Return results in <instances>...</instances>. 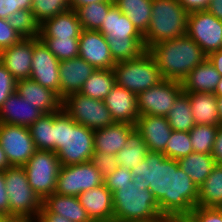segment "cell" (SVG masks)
<instances>
[{
	"mask_svg": "<svg viewBox=\"0 0 222 222\" xmlns=\"http://www.w3.org/2000/svg\"><path fill=\"white\" fill-rule=\"evenodd\" d=\"M112 197L113 222L156 221L175 205L167 189L165 173L161 169L137 174L128 185L119 186Z\"/></svg>",
	"mask_w": 222,
	"mask_h": 222,
	"instance_id": "1",
	"label": "cell"
},
{
	"mask_svg": "<svg viewBox=\"0 0 222 222\" xmlns=\"http://www.w3.org/2000/svg\"><path fill=\"white\" fill-rule=\"evenodd\" d=\"M147 51L164 79L179 82L207 58L200 46L187 35L157 43Z\"/></svg>",
	"mask_w": 222,
	"mask_h": 222,
	"instance_id": "2",
	"label": "cell"
},
{
	"mask_svg": "<svg viewBox=\"0 0 222 222\" xmlns=\"http://www.w3.org/2000/svg\"><path fill=\"white\" fill-rule=\"evenodd\" d=\"M94 130L74 121L63 109L54 112V152L61 166L90 162Z\"/></svg>",
	"mask_w": 222,
	"mask_h": 222,
	"instance_id": "3",
	"label": "cell"
},
{
	"mask_svg": "<svg viewBox=\"0 0 222 222\" xmlns=\"http://www.w3.org/2000/svg\"><path fill=\"white\" fill-rule=\"evenodd\" d=\"M216 166L212 154L192 152L175 161L164 173L169 195L175 205L188 200Z\"/></svg>",
	"mask_w": 222,
	"mask_h": 222,
	"instance_id": "4",
	"label": "cell"
},
{
	"mask_svg": "<svg viewBox=\"0 0 222 222\" xmlns=\"http://www.w3.org/2000/svg\"><path fill=\"white\" fill-rule=\"evenodd\" d=\"M98 31L106 38L116 63L135 59L146 51L143 35L115 4L109 8Z\"/></svg>",
	"mask_w": 222,
	"mask_h": 222,
	"instance_id": "5",
	"label": "cell"
},
{
	"mask_svg": "<svg viewBox=\"0 0 222 222\" xmlns=\"http://www.w3.org/2000/svg\"><path fill=\"white\" fill-rule=\"evenodd\" d=\"M188 15L177 0H152L150 26L143 35L145 49L186 35Z\"/></svg>",
	"mask_w": 222,
	"mask_h": 222,
	"instance_id": "6",
	"label": "cell"
},
{
	"mask_svg": "<svg viewBox=\"0 0 222 222\" xmlns=\"http://www.w3.org/2000/svg\"><path fill=\"white\" fill-rule=\"evenodd\" d=\"M4 177L9 199V219L35 221L43 201L30 187L23 166L6 168Z\"/></svg>",
	"mask_w": 222,
	"mask_h": 222,
	"instance_id": "7",
	"label": "cell"
},
{
	"mask_svg": "<svg viewBox=\"0 0 222 222\" xmlns=\"http://www.w3.org/2000/svg\"><path fill=\"white\" fill-rule=\"evenodd\" d=\"M113 70L116 84L136 95L164 80L154 58L147 50L135 59L117 62Z\"/></svg>",
	"mask_w": 222,
	"mask_h": 222,
	"instance_id": "8",
	"label": "cell"
},
{
	"mask_svg": "<svg viewBox=\"0 0 222 222\" xmlns=\"http://www.w3.org/2000/svg\"><path fill=\"white\" fill-rule=\"evenodd\" d=\"M60 167L57 154L46 150H36L23 165L30 187L42 201L55 192Z\"/></svg>",
	"mask_w": 222,
	"mask_h": 222,
	"instance_id": "9",
	"label": "cell"
},
{
	"mask_svg": "<svg viewBox=\"0 0 222 222\" xmlns=\"http://www.w3.org/2000/svg\"><path fill=\"white\" fill-rule=\"evenodd\" d=\"M62 109L78 124L98 130L114 124L103 101L73 93L62 99Z\"/></svg>",
	"mask_w": 222,
	"mask_h": 222,
	"instance_id": "10",
	"label": "cell"
},
{
	"mask_svg": "<svg viewBox=\"0 0 222 222\" xmlns=\"http://www.w3.org/2000/svg\"><path fill=\"white\" fill-rule=\"evenodd\" d=\"M186 35L208 56L211 52L222 49V20L207 10L190 12Z\"/></svg>",
	"mask_w": 222,
	"mask_h": 222,
	"instance_id": "11",
	"label": "cell"
},
{
	"mask_svg": "<svg viewBox=\"0 0 222 222\" xmlns=\"http://www.w3.org/2000/svg\"><path fill=\"white\" fill-rule=\"evenodd\" d=\"M101 184H103V178L91 162L61 166L55 193L77 197L82 192Z\"/></svg>",
	"mask_w": 222,
	"mask_h": 222,
	"instance_id": "12",
	"label": "cell"
},
{
	"mask_svg": "<svg viewBox=\"0 0 222 222\" xmlns=\"http://www.w3.org/2000/svg\"><path fill=\"white\" fill-rule=\"evenodd\" d=\"M183 92L179 81L164 79L137 95L140 115L167 116L177 97Z\"/></svg>",
	"mask_w": 222,
	"mask_h": 222,
	"instance_id": "13",
	"label": "cell"
},
{
	"mask_svg": "<svg viewBox=\"0 0 222 222\" xmlns=\"http://www.w3.org/2000/svg\"><path fill=\"white\" fill-rule=\"evenodd\" d=\"M0 145L11 166H23L37 150L29 127L0 123Z\"/></svg>",
	"mask_w": 222,
	"mask_h": 222,
	"instance_id": "14",
	"label": "cell"
},
{
	"mask_svg": "<svg viewBox=\"0 0 222 222\" xmlns=\"http://www.w3.org/2000/svg\"><path fill=\"white\" fill-rule=\"evenodd\" d=\"M59 63L44 42L39 37H34L30 79L60 96Z\"/></svg>",
	"mask_w": 222,
	"mask_h": 222,
	"instance_id": "15",
	"label": "cell"
},
{
	"mask_svg": "<svg viewBox=\"0 0 222 222\" xmlns=\"http://www.w3.org/2000/svg\"><path fill=\"white\" fill-rule=\"evenodd\" d=\"M116 160L118 166L130 169L136 174L151 173L159 169L136 128L129 134L125 146L116 154Z\"/></svg>",
	"mask_w": 222,
	"mask_h": 222,
	"instance_id": "16",
	"label": "cell"
},
{
	"mask_svg": "<svg viewBox=\"0 0 222 222\" xmlns=\"http://www.w3.org/2000/svg\"><path fill=\"white\" fill-rule=\"evenodd\" d=\"M79 57L98 69H113L116 62L106 38L99 31L83 29L79 37Z\"/></svg>",
	"mask_w": 222,
	"mask_h": 222,
	"instance_id": "17",
	"label": "cell"
},
{
	"mask_svg": "<svg viewBox=\"0 0 222 222\" xmlns=\"http://www.w3.org/2000/svg\"><path fill=\"white\" fill-rule=\"evenodd\" d=\"M135 128L143 137L150 154L156 160L165 151L167 140L173 131L167 117L140 115Z\"/></svg>",
	"mask_w": 222,
	"mask_h": 222,
	"instance_id": "18",
	"label": "cell"
},
{
	"mask_svg": "<svg viewBox=\"0 0 222 222\" xmlns=\"http://www.w3.org/2000/svg\"><path fill=\"white\" fill-rule=\"evenodd\" d=\"M33 58V38H22L0 52V62L16 81L30 79Z\"/></svg>",
	"mask_w": 222,
	"mask_h": 222,
	"instance_id": "19",
	"label": "cell"
},
{
	"mask_svg": "<svg viewBox=\"0 0 222 222\" xmlns=\"http://www.w3.org/2000/svg\"><path fill=\"white\" fill-rule=\"evenodd\" d=\"M92 222H113L112 192L103 184L77 196Z\"/></svg>",
	"mask_w": 222,
	"mask_h": 222,
	"instance_id": "20",
	"label": "cell"
},
{
	"mask_svg": "<svg viewBox=\"0 0 222 222\" xmlns=\"http://www.w3.org/2000/svg\"><path fill=\"white\" fill-rule=\"evenodd\" d=\"M95 68L81 57L60 61V98L79 93L84 82L95 72Z\"/></svg>",
	"mask_w": 222,
	"mask_h": 222,
	"instance_id": "21",
	"label": "cell"
},
{
	"mask_svg": "<svg viewBox=\"0 0 222 222\" xmlns=\"http://www.w3.org/2000/svg\"><path fill=\"white\" fill-rule=\"evenodd\" d=\"M103 102L114 122L136 124L139 117L136 94L116 84Z\"/></svg>",
	"mask_w": 222,
	"mask_h": 222,
	"instance_id": "22",
	"label": "cell"
},
{
	"mask_svg": "<svg viewBox=\"0 0 222 222\" xmlns=\"http://www.w3.org/2000/svg\"><path fill=\"white\" fill-rule=\"evenodd\" d=\"M16 92L27 102L36 105L43 114H50L62 109V99L60 96L31 80L16 81Z\"/></svg>",
	"mask_w": 222,
	"mask_h": 222,
	"instance_id": "23",
	"label": "cell"
},
{
	"mask_svg": "<svg viewBox=\"0 0 222 222\" xmlns=\"http://www.w3.org/2000/svg\"><path fill=\"white\" fill-rule=\"evenodd\" d=\"M43 113L36 105L25 101L16 91L0 107V123L29 127Z\"/></svg>",
	"mask_w": 222,
	"mask_h": 222,
	"instance_id": "24",
	"label": "cell"
},
{
	"mask_svg": "<svg viewBox=\"0 0 222 222\" xmlns=\"http://www.w3.org/2000/svg\"><path fill=\"white\" fill-rule=\"evenodd\" d=\"M178 206L222 208V166L216 164L197 191Z\"/></svg>",
	"mask_w": 222,
	"mask_h": 222,
	"instance_id": "25",
	"label": "cell"
},
{
	"mask_svg": "<svg viewBox=\"0 0 222 222\" xmlns=\"http://www.w3.org/2000/svg\"><path fill=\"white\" fill-rule=\"evenodd\" d=\"M82 31L76 11L69 9L44 21L40 25L39 38L79 39Z\"/></svg>",
	"mask_w": 222,
	"mask_h": 222,
	"instance_id": "26",
	"label": "cell"
},
{
	"mask_svg": "<svg viewBox=\"0 0 222 222\" xmlns=\"http://www.w3.org/2000/svg\"><path fill=\"white\" fill-rule=\"evenodd\" d=\"M135 125L117 123L94 130V152H105L116 155L126 144L129 134Z\"/></svg>",
	"mask_w": 222,
	"mask_h": 222,
	"instance_id": "27",
	"label": "cell"
},
{
	"mask_svg": "<svg viewBox=\"0 0 222 222\" xmlns=\"http://www.w3.org/2000/svg\"><path fill=\"white\" fill-rule=\"evenodd\" d=\"M220 79V73L206 58L182 80L181 84L185 93H214Z\"/></svg>",
	"mask_w": 222,
	"mask_h": 222,
	"instance_id": "28",
	"label": "cell"
},
{
	"mask_svg": "<svg viewBox=\"0 0 222 222\" xmlns=\"http://www.w3.org/2000/svg\"><path fill=\"white\" fill-rule=\"evenodd\" d=\"M42 204L51 212L65 216L71 222H92L78 197L57 193L47 196Z\"/></svg>",
	"mask_w": 222,
	"mask_h": 222,
	"instance_id": "29",
	"label": "cell"
},
{
	"mask_svg": "<svg viewBox=\"0 0 222 222\" xmlns=\"http://www.w3.org/2000/svg\"><path fill=\"white\" fill-rule=\"evenodd\" d=\"M195 124L221 125L215 93H187Z\"/></svg>",
	"mask_w": 222,
	"mask_h": 222,
	"instance_id": "30",
	"label": "cell"
},
{
	"mask_svg": "<svg viewBox=\"0 0 222 222\" xmlns=\"http://www.w3.org/2000/svg\"><path fill=\"white\" fill-rule=\"evenodd\" d=\"M193 152L189 132L172 131L165 151L156 159L159 169L165 172L175 161Z\"/></svg>",
	"mask_w": 222,
	"mask_h": 222,
	"instance_id": "31",
	"label": "cell"
},
{
	"mask_svg": "<svg viewBox=\"0 0 222 222\" xmlns=\"http://www.w3.org/2000/svg\"><path fill=\"white\" fill-rule=\"evenodd\" d=\"M114 4L142 35L146 33L150 26L152 0H114Z\"/></svg>",
	"mask_w": 222,
	"mask_h": 222,
	"instance_id": "32",
	"label": "cell"
},
{
	"mask_svg": "<svg viewBox=\"0 0 222 222\" xmlns=\"http://www.w3.org/2000/svg\"><path fill=\"white\" fill-rule=\"evenodd\" d=\"M115 85L116 78L113 69H97L84 82L79 93L103 101Z\"/></svg>",
	"mask_w": 222,
	"mask_h": 222,
	"instance_id": "33",
	"label": "cell"
},
{
	"mask_svg": "<svg viewBox=\"0 0 222 222\" xmlns=\"http://www.w3.org/2000/svg\"><path fill=\"white\" fill-rule=\"evenodd\" d=\"M166 117L170 127L174 131L189 132L195 126L190 100L187 93L182 92L177 97Z\"/></svg>",
	"mask_w": 222,
	"mask_h": 222,
	"instance_id": "34",
	"label": "cell"
},
{
	"mask_svg": "<svg viewBox=\"0 0 222 222\" xmlns=\"http://www.w3.org/2000/svg\"><path fill=\"white\" fill-rule=\"evenodd\" d=\"M29 130L37 150L54 152V113L43 114Z\"/></svg>",
	"mask_w": 222,
	"mask_h": 222,
	"instance_id": "35",
	"label": "cell"
},
{
	"mask_svg": "<svg viewBox=\"0 0 222 222\" xmlns=\"http://www.w3.org/2000/svg\"><path fill=\"white\" fill-rule=\"evenodd\" d=\"M113 4L114 0H106L105 2H96L79 7L76 13L82 28L98 31Z\"/></svg>",
	"mask_w": 222,
	"mask_h": 222,
	"instance_id": "36",
	"label": "cell"
},
{
	"mask_svg": "<svg viewBox=\"0 0 222 222\" xmlns=\"http://www.w3.org/2000/svg\"><path fill=\"white\" fill-rule=\"evenodd\" d=\"M220 125L195 124L189 131L193 152L212 154Z\"/></svg>",
	"mask_w": 222,
	"mask_h": 222,
	"instance_id": "37",
	"label": "cell"
},
{
	"mask_svg": "<svg viewBox=\"0 0 222 222\" xmlns=\"http://www.w3.org/2000/svg\"><path fill=\"white\" fill-rule=\"evenodd\" d=\"M8 24L23 38L39 37L40 24L29 10H18L8 16Z\"/></svg>",
	"mask_w": 222,
	"mask_h": 222,
	"instance_id": "38",
	"label": "cell"
},
{
	"mask_svg": "<svg viewBox=\"0 0 222 222\" xmlns=\"http://www.w3.org/2000/svg\"><path fill=\"white\" fill-rule=\"evenodd\" d=\"M49 51L59 60H69L79 56V39L40 38Z\"/></svg>",
	"mask_w": 222,
	"mask_h": 222,
	"instance_id": "39",
	"label": "cell"
},
{
	"mask_svg": "<svg viewBox=\"0 0 222 222\" xmlns=\"http://www.w3.org/2000/svg\"><path fill=\"white\" fill-rule=\"evenodd\" d=\"M69 9V0H33L31 11L41 25L47 19Z\"/></svg>",
	"mask_w": 222,
	"mask_h": 222,
	"instance_id": "40",
	"label": "cell"
},
{
	"mask_svg": "<svg viewBox=\"0 0 222 222\" xmlns=\"http://www.w3.org/2000/svg\"><path fill=\"white\" fill-rule=\"evenodd\" d=\"M179 207L187 214L190 222H222V208Z\"/></svg>",
	"mask_w": 222,
	"mask_h": 222,
	"instance_id": "41",
	"label": "cell"
},
{
	"mask_svg": "<svg viewBox=\"0 0 222 222\" xmlns=\"http://www.w3.org/2000/svg\"><path fill=\"white\" fill-rule=\"evenodd\" d=\"M136 173L125 167L118 168L103 179L104 185L113 193L119 186L128 185L136 177Z\"/></svg>",
	"mask_w": 222,
	"mask_h": 222,
	"instance_id": "42",
	"label": "cell"
},
{
	"mask_svg": "<svg viewBox=\"0 0 222 222\" xmlns=\"http://www.w3.org/2000/svg\"><path fill=\"white\" fill-rule=\"evenodd\" d=\"M90 162L100 172L103 179L118 168L116 155L105 152H94Z\"/></svg>",
	"mask_w": 222,
	"mask_h": 222,
	"instance_id": "43",
	"label": "cell"
},
{
	"mask_svg": "<svg viewBox=\"0 0 222 222\" xmlns=\"http://www.w3.org/2000/svg\"><path fill=\"white\" fill-rule=\"evenodd\" d=\"M16 91V80L0 62V107L4 101Z\"/></svg>",
	"mask_w": 222,
	"mask_h": 222,
	"instance_id": "44",
	"label": "cell"
},
{
	"mask_svg": "<svg viewBox=\"0 0 222 222\" xmlns=\"http://www.w3.org/2000/svg\"><path fill=\"white\" fill-rule=\"evenodd\" d=\"M33 0H0V19H8V16L18 10L31 11Z\"/></svg>",
	"mask_w": 222,
	"mask_h": 222,
	"instance_id": "45",
	"label": "cell"
},
{
	"mask_svg": "<svg viewBox=\"0 0 222 222\" xmlns=\"http://www.w3.org/2000/svg\"><path fill=\"white\" fill-rule=\"evenodd\" d=\"M5 19H0V52L8 47L13 46L22 39Z\"/></svg>",
	"mask_w": 222,
	"mask_h": 222,
	"instance_id": "46",
	"label": "cell"
},
{
	"mask_svg": "<svg viewBox=\"0 0 222 222\" xmlns=\"http://www.w3.org/2000/svg\"><path fill=\"white\" fill-rule=\"evenodd\" d=\"M155 222H190V219L178 205H174L166 214L160 216Z\"/></svg>",
	"mask_w": 222,
	"mask_h": 222,
	"instance_id": "47",
	"label": "cell"
},
{
	"mask_svg": "<svg viewBox=\"0 0 222 222\" xmlns=\"http://www.w3.org/2000/svg\"><path fill=\"white\" fill-rule=\"evenodd\" d=\"M0 214L9 219V199L5 187L4 171H0Z\"/></svg>",
	"mask_w": 222,
	"mask_h": 222,
	"instance_id": "48",
	"label": "cell"
},
{
	"mask_svg": "<svg viewBox=\"0 0 222 222\" xmlns=\"http://www.w3.org/2000/svg\"><path fill=\"white\" fill-rule=\"evenodd\" d=\"M35 222H71L65 216L51 213L43 204Z\"/></svg>",
	"mask_w": 222,
	"mask_h": 222,
	"instance_id": "49",
	"label": "cell"
},
{
	"mask_svg": "<svg viewBox=\"0 0 222 222\" xmlns=\"http://www.w3.org/2000/svg\"><path fill=\"white\" fill-rule=\"evenodd\" d=\"M185 10L190 13L194 11L207 10L210 0H177Z\"/></svg>",
	"mask_w": 222,
	"mask_h": 222,
	"instance_id": "50",
	"label": "cell"
},
{
	"mask_svg": "<svg viewBox=\"0 0 222 222\" xmlns=\"http://www.w3.org/2000/svg\"><path fill=\"white\" fill-rule=\"evenodd\" d=\"M212 156L215 158V162L217 165L222 164V125H220L216 135Z\"/></svg>",
	"mask_w": 222,
	"mask_h": 222,
	"instance_id": "51",
	"label": "cell"
},
{
	"mask_svg": "<svg viewBox=\"0 0 222 222\" xmlns=\"http://www.w3.org/2000/svg\"><path fill=\"white\" fill-rule=\"evenodd\" d=\"M207 58L222 76V49L211 52Z\"/></svg>",
	"mask_w": 222,
	"mask_h": 222,
	"instance_id": "52",
	"label": "cell"
},
{
	"mask_svg": "<svg viewBox=\"0 0 222 222\" xmlns=\"http://www.w3.org/2000/svg\"><path fill=\"white\" fill-rule=\"evenodd\" d=\"M207 11L222 20V0H210Z\"/></svg>",
	"mask_w": 222,
	"mask_h": 222,
	"instance_id": "53",
	"label": "cell"
},
{
	"mask_svg": "<svg viewBox=\"0 0 222 222\" xmlns=\"http://www.w3.org/2000/svg\"><path fill=\"white\" fill-rule=\"evenodd\" d=\"M106 0H69L70 10L76 11L79 7L89 5L96 2H105Z\"/></svg>",
	"mask_w": 222,
	"mask_h": 222,
	"instance_id": "54",
	"label": "cell"
},
{
	"mask_svg": "<svg viewBox=\"0 0 222 222\" xmlns=\"http://www.w3.org/2000/svg\"><path fill=\"white\" fill-rule=\"evenodd\" d=\"M8 167H11V165L9 164L5 151L0 145V171H4Z\"/></svg>",
	"mask_w": 222,
	"mask_h": 222,
	"instance_id": "55",
	"label": "cell"
},
{
	"mask_svg": "<svg viewBox=\"0 0 222 222\" xmlns=\"http://www.w3.org/2000/svg\"><path fill=\"white\" fill-rule=\"evenodd\" d=\"M214 93L218 98H222V76Z\"/></svg>",
	"mask_w": 222,
	"mask_h": 222,
	"instance_id": "56",
	"label": "cell"
},
{
	"mask_svg": "<svg viewBox=\"0 0 222 222\" xmlns=\"http://www.w3.org/2000/svg\"><path fill=\"white\" fill-rule=\"evenodd\" d=\"M218 114L222 125V98H218Z\"/></svg>",
	"mask_w": 222,
	"mask_h": 222,
	"instance_id": "57",
	"label": "cell"
},
{
	"mask_svg": "<svg viewBox=\"0 0 222 222\" xmlns=\"http://www.w3.org/2000/svg\"><path fill=\"white\" fill-rule=\"evenodd\" d=\"M9 222H35V221H31V220H16V219H13V220H10Z\"/></svg>",
	"mask_w": 222,
	"mask_h": 222,
	"instance_id": "58",
	"label": "cell"
},
{
	"mask_svg": "<svg viewBox=\"0 0 222 222\" xmlns=\"http://www.w3.org/2000/svg\"><path fill=\"white\" fill-rule=\"evenodd\" d=\"M9 221H10V219L4 218V217L0 220V222H9Z\"/></svg>",
	"mask_w": 222,
	"mask_h": 222,
	"instance_id": "59",
	"label": "cell"
}]
</instances>
